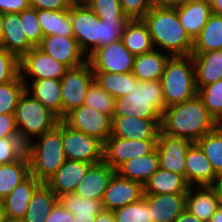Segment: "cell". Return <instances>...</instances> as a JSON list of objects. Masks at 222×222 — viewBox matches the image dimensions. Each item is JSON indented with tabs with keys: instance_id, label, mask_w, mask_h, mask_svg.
<instances>
[{
	"instance_id": "1",
	"label": "cell",
	"mask_w": 222,
	"mask_h": 222,
	"mask_svg": "<svg viewBox=\"0 0 222 222\" xmlns=\"http://www.w3.org/2000/svg\"><path fill=\"white\" fill-rule=\"evenodd\" d=\"M219 125L197 95L190 100L166 107L160 126L163 134L196 142Z\"/></svg>"
},
{
	"instance_id": "2",
	"label": "cell",
	"mask_w": 222,
	"mask_h": 222,
	"mask_svg": "<svg viewBox=\"0 0 222 222\" xmlns=\"http://www.w3.org/2000/svg\"><path fill=\"white\" fill-rule=\"evenodd\" d=\"M152 42L173 56H189L192 54L193 40L180 23L175 8H151L144 16Z\"/></svg>"
},
{
	"instance_id": "3",
	"label": "cell",
	"mask_w": 222,
	"mask_h": 222,
	"mask_svg": "<svg viewBox=\"0 0 222 222\" xmlns=\"http://www.w3.org/2000/svg\"><path fill=\"white\" fill-rule=\"evenodd\" d=\"M26 154L30 174L41 183L48 181L66 161L61 139V120L54 128L39 136L37 143H29Z\"/></svg>"
},
{
	"instance_id": "4",
	"label": "cell",
	"mask_w": 222,
	"mask_h": 222,
	"mask_svg": "<svg viewBox=\"0 0 222 222\" xmlns=\"http://www.w3.org/2000/svg\"><path fill=\"white\" fill-rule=\"evenodd\" d=\"M166 109L160 81H142L128 95L115 99L113 116L161 119Z\"/></svg>"
},
{
	"instance_id": "5",
	"label": "cell",
	"mask_w": 222,
	"mask_h": 222,
	"mask_svg": "<svg viewBox=\"0 0 222 222\" xmlns=\"http://www.w3.org/2000/svg\"><path fill=\"white\" fill-rule=\"evenodd\" d=\"M166 107L198 95L193 58L173 56L167 61L160 79Z\"/></svg>"
},
{
	"instance_id": "6",
	"label": "cell",
	"mask_w": 222,
	"mask_h": 222,
	"mask_svg": "<svg viewBox=\"0 0 222 222\" xmlns=\"http://www.w3.org/2000/svg\"><path fill=\"white\" fill-rule=\"evenodd\" d=\"M30 91L29 87H26V91L20 97L14 112L18 135L25 146L33 141L34 135L38 138L54 128L60 121L38 99L29 96Z\"/></svg>"
},
{
	"instance_id": "7",
	"label": "cell",
	"mask_w": 222,
	"mask_h": 222,
	"mask_svg": "<svg viewBox=\"0 0 222 222\" xmlns=\"http://www.w3.org/2000/svg\"><path fill=\"white\" fill-rule=\"evenodd\" d=\"M61 139L66 160L98 164L103 161L104 143L76 131L61 120Z\"/></svg>"
},
{
	"instance_id": "8",
	"label": "cell",
	"mask_w": 222,
	"mask_h": 222,
	"mask_svg": "<svg viewBox=\"0 0 222 222\" xmlns=\"http://www.w3.org/2000/svg\"><path fill=\"white\" fill-rule=\"evenodd\" d=\"M73 37L87 57L101 47V19L83 2L71 5ZM92 44L93 46H89ZM90 51V52H88Z\"/></svg>"
},
{
	"instance_id": "9",
	"label": "cell",
	"mask_w": 222,
	"mask_h": 222,
	"mask_svg": "<svg viewBox=\"0 0 222 222\" xmlns=\"http://www.w3.org/2000/svg\"><path fill=\"white\" fill-rule=\"evenodd\" d=\"M94 81L90 63L69 68L60 80L62 96V119L72 109L83 105L89 85Z\"/></svg>"
},
{
	"instance_id": "10",
	"label": "cell",
	"mask_w": 222,
	"mask_h": 222,
	"mask_svg": "<svg viewBox=\"0 0 222 222\" xmlns=\"http://www.w3.org/2000/svg\"><path fill=\"white\" fill-rule=\"evenodd\" d=\"M62 121L72 129L96 137L103 143L111 136L112 117L88 105L72 109Z\"/></svg>"
},
{
	"instance_id": "11",
	"label": "cell",
	"mask_w": 222,
	"mask_h": 222,
	"mask_svg": "<svg viewBox=\"0 0 222 222\" xmlns=\"http://www.w3.org/2000/svg\"><path fill=\"white\" fill-rule=\"evenodd\" d=\"M135 55L120 40L97 48L88 57L93 72L129 73L133 71Z\"/></svg>"
},
{
	"instance_id": "12",
	"label": "cell",
	"mask_w": 222,
	"mask_h": 222,
	"mask_svg": "<svg viewBox=\"0 0 222 222\" xmlns=\"http://www.w3.org/2000/svg\"><path fill=\"white\" fill-rule=\"evenodd\" d=\"M156 145L157 140H127L111 135L104 142L103 161L116 170L127 160L151 153Z\"/></svg>"
},
{
	"instance_id": "13",
	"label": "cell",
	"mask_w": 222,
	"mask_h": 222,
	"mask_svg": "<svg viewBox=\"0 0 222 222\" xmlns=\"http://www.w3.org/2000/svg\"><path fill=\"white\" fill-rule=\"evenodd\" d=\"M69 68L34 47L20 59V76L25 82V75L34 77L35 80L56 79L61 80Z\"/></svg>"
},
{
	"instance_id": "14",
	"label": "cell",
	"mask_w": 222,
	"mask_h": 222,
	"mask_svg": "<svg viewBox=\"0 0 222 222\" xmlns=\"http://www.w3.org/2000/svg\"><path fill=\"white\" fill-rule=\"evenodd\" d=\"M144 197V185L114 173L105 190L102 205L106 211L135 203Z\"/></svg>"
},
{
	"instance_id": "15",
	"label": "cell",
	"mask_w": 222,
	"mask_h": 222,
	"mask_svg": "<svg viewBox=\"0 0 222 222\" xmlns=\"http://www.w3.org/2000/svg\"><path fill=\"white\" fill-rule=\"evenodd\" d=\"M192 143L188 139L168 136L160 131L156 145L159 168L179 174L186 180L185 155Z\"/></svg>"
},
{
	"instance_id": "16",
	"label": "cell",
	"mask_w": 222,
	"mask_h": 222,
	"mask_svg": "<svg viewBox=\"0 0 222 222\" xmlns=\"http://www.w3.org/2000/svg\"><path fill=\"white\" fill-rule=\"evenodd\" d=\"M161 119L113 116L111 135L127 140H158Z\"/></svg>"
},
{
	"instance_id": "17",
	"label": "cell",
	"mask_w": 222,
	"mask_h": 222,
	"mask_svg": "<svg viewBox=\"0 0 222 222\" xmlns=\"http://www.w3.org/2000/svg\"><path fill=\"white\" fill-rule=\"evenodd\" d=\"M38 48L68 68H75L87 62V58L82 59L84 53L74 37L45 36Z\"/></svg>"
},
{
	"instance_id": "18",
	"label": "cell",
	"mask_w": 222,
	"mask_h": 222,
	"mask_svg": "<svg viewBox=\"0 0 222 222\" xmlns=\"http://www.w3.org/2000/svg\"><path fill=\"white\" fill-rule=\"evenodd\" d=\"M186 182L189 186H213L217 175L208 158L193 142L185 155Z\"/></svg>"
},
{
	"instance_id": "19",
	"label": "cell",
	"mask_w": 222,
	"mask_h": 222,
	"mask_svg": "<svg viewBox=\"0 0 222 222\" xmlns=\"http://www.w3.org/2000/svg\"><path fill=\"white\" fill-rule=\"evenodd\" d=\"M92 165L82 161L66 160L45 184L57 197L74 193Z\"/></svg>"
},
{
	"instance_id": "20",
	"label": "cell",
	"mask_w": 222,
	"mask_h": 222,
	"mask_svg": "<svg viewBox=\"0 0 222 222\" xmlns=\"http://www.w3.org/2000/svg\"><path fill=\"white\" fill-rule=\"evenodd\" d=\"M41 184L31 174L1 202L4 220L21 221L25 216L32 193Z\"/></svg>"
},
{
	"instance_id": "21",
	"label": "cell",
	"mask_w": 222,
	"mask_h": 222,
	"mask_svg": "<svg viewBox=\"0 0 222 222\" xmlns=\"http://www.w3.org/2000/svg\"><path fill=\"white\" fill-rule=\"evenodd\" d=\"M116 172L104 161L92 165L83 180L76 187L74 194L85 199L102 200L107 186Z\"/></svg>"
},
{
	"instance_id": "22",
	"label": "cell",
	"mask_w": 222,
	"mask_h": 222,
	"mask_svg": "<svg viewBox=\"0 0 222 222\" xmlns=\"http://www.w3.org/2000/svg\"><path fill=\"white\" fill-rule=\"evenodd\" d=\"M187 194H144L152 222H173L186 210Z\"/></svg>"
},
{
	"instance_id": "23",
	"label": "cell",
	"mask_w": 222,
	"mask_h": 222,
	"mask_svg": "<svg viewBox=\"0 0 222 222\" xmlns=\"http://www.w3.org/2000/svg\"><path fill=\"white\" fill-rule=\"evenodd\" d=\"M189 186L186 195V210L202 221L209 222L211 216L221 205L222 199L213 186Z\"/></svg>"
},
{
	"instance_id": "24",
	"label": "cell",
	"mask_w": 222,
	"mask_h": 222,
	"mask_svg": "<svg viewBox=\"0 0 222 222\" xmlns=\"http://www.w3.org/2000/svg\"><path fill=\"white\" fill-rule=\"evenodd\" d=\"M175 9L180 23L193 41L212 15L210 3L202 0H186Z\"/></svg>"
},
{
	"instance_id": "25",
	"label": "cell",
	"mask_w": 222,
	"mask_h": 222,
	"mask_svg": "<svg viewBox=\"0 0 222 222\" xmlns=\"http://www.w3.org/2000/svg\"><path fill=\"white\" fill-rule=\"evenodd\" d=\"M0 45L21 59L34 47L28 42L18 13H5Z\"/></svg>"
},
{
	"instance_id": "26",
	"label": "cell",
	"mask_w": 222,
	"mask_h": 222,
	"mask_svg": "<svg viewBox=\"0 0 222 222\" xmlns=\"http://www.w3.org/2000/svg\"><path fill=\"white\" fill-rule=\"evenodd\" d=\"M191 56L198 90L222 79V49L206 53H192Z\"/></svg>"
},
{
	"instance_id": "27",
	"label": "cell",
	"mask_w": 222,
	"mask_h": 222,
	"mask_svg": "<svg viewBox=\"0 0 222 222\" xmlns=\"http://www.w3.org/2000/svg\"><path fill=\"white\" fill-rule=\"evenodd\" d=\"M159 169V157L155 148L151 153L125 161L116 169L121 177L145 185L150 177Z\"/></svg>"
},
{
	"instance_id": "28",
	"label": "cell",
	"mask_w": 222,
	"mask_h": 222,
	"mask_svg": "<svg viewBox=\"0 0 222 222\" xmlns=\"http://www.w3.org/2000/svg\"><path fill=\"white\" fill-rule=\"evenodd\" d=\"M121 41L135 56L154 50L148 26L143 19L129 20L121 34Z\"/></svg>"
},
{
	"instance_id": "29",
	"label": "cell",
	"mask_w": 222,
	"mask_h": 222,
	"mask_svg": "<svg viewBox=\"0 0 222 222\" xmlns=\"http://www.w3.org/2000/svg\"><path fill=\"white\" fill-rule=\"evenodd\" d=\"M171 56L155 49L136 55L132 74L140 81H160L165 65Z\"/></svg>"
},
{
	"instance_id": "30",
	"label": "cell",
	"mask_w": 222,
	"mask_h": 222,
	"mask_svg": "<svg viewBox=\"0 0 222 222\" xmlns=\"http://www.w3.org/2000/svg\"><path fill=\"white\" fill-rule=\"evenodd\" d=\"M188 189L183 176L159 168L144 185V194H187Z\"/></svg>"
},
{
	"instance_id": "31",
	"label": "cell",
	"mask_w": 222,
	"mask_h": 222,
	"mask_svg": "<svg viewBox=\"0 0 222 222\" xmlns=\"http://www.w3.org/2000/svg\"><path fill=\"white\" fill-rule=\"evenodd\" d=\"M58 197L45 184L41 183L32 193L25 216L20 222H46Z\"/></svg>"
},
{
	"instance_id": "32",
	"label": "cell",
	"mask_w": 222,
	"mask_h": 222,
	"mask_svg": "<svg viewBox=\"0 0 222 222\" xmlns=\"http://www.w3.org/2000/svg\"><path fill=\"white\" fill-rule=\"evenodd\" d=\"M58 201L74 215V222H94L104 210L102 200L85 199L74 193L61 195Z\"/></svg>"
},
{
	"instance_id": "33",
	"label": "cell",
	"mask_w": 222,
	"mask_h": 222,
	"mask_svg": "<svg viewBox=\"0 0 222 222\" xmlns=\"http://www.w3.org/2000/svg\"><path fill=\"white\" fill-rule=\"evenodd\" d=\"M37 19L43 35L73 37L71 7L69 10H37Z\"/></svg>"
},
{
	"instance_id": "34",
	"label": "cell",
	"mask_w": 222,
	"mask_h": 222,
	"mask_svg": "<svg viewBox=\"0 0 222 222\" xmlns=\"http://www.w3.org/2000/svg\"><path fill=\"white\" fill-rule=\"evenodd\" d=\"M30 175L25 153L19 160L0 165V202Z\"/></svg>"
},
{
	"instance_id": "35",
	"label": "cell",
	"mask_w": 222,
	"mask_h": 222,
	"mask_svg": "<svg viewBox=\"0 0 222 222\" xmlns=\"http://www.w3.org/2000/svg\"><path fill=\"white\" fill-rule=\"evenodd\" d=\"M32 96L62 120V96L60 80L41 79L32 83Z\"/></svg>"
},
{
	"instance_id": "36",
	"label": "cell",
	"mask_w": 222,
	"mask_h": 222,
	"mask_svg": "<svg viewBox=\"0 0 222 222\" xmlns=\"http://www.w3.org/2000/svg\"><path fill=\"white\" fill-rule=\"evenodd\" d=\"M94 80L112 97L119 98L128 95L140 81L129 73L93 72Z\"/></svg>"
},
{
	"instance_id": "37",
	"label": "cell",
	"mask_w": 222,
	"mask_h": 222,
	"mask_svg": "<svg viewBox=\"0 0 222 222\" xmlns=\"http://www.w3.org/2000/svg\"><path fill=\"white\" fill-rule=\"evenodd\" d=\"M222 49V15L212 14L193 41L192 53H206Z\"/></svg>"
},
{
	"instance_id": "38",
	"label": "cell",
	"mask_w": 222,
	"mask_h": 222,
	"mask_svg": "<svg viewBox=\"0 0 222 222\" xmlns=\"http://www.w3.org/2000/svg\"><path fill=\"white\" fill-rule=\"evenodd\" d=\"M195 143L210 161L216 175L222 173V124Z\"/></svg>"
},
{
	"instance_id": "39",
	"label": "cell",
	"mask_w": 222,
	"mask_h": 222,
	"mask_svg": "<svg viewBox=\"0 0 222 222\" xmlns=\"http://www.w3.org/2000/svg\"><path fill=\"white\" fill-rule=\"evenodd\" d=\"M27 86L21 76L9 83L0 84V114L15 112L18 101Z\"/></svg>"
},
{
	"instance_id": "40",
	"label": "cell",
	"mask_w": 222,
	"mask_h": 222,
	"mask_svg": "<svg viewBox=\"0 0 222 222\" xmlns=\"http://www.w3.org/2000/svg\"><path fill=\"white\" fill-rule=\"evenodd\" d=\"M83 104L113 117L115 98L107 93L95 80L89 85Z\"/></svg>"
},
{
	"instance_id": "41",
	"label": "cell",
	"mask_w": 222,
	"mask_h": 222,
	"mask_svg": "<svg viewBox=\"0 0 222 222\" xmlns=\"http://www.w3.org/2000/svg\"><path fill=\"white\" fill-rule=\"evenodd\" d=\"M198 96L214 119L222 124V79L200 88Z\"/></svg>"
},
{
	"instance_id": "42",
	"label": "cell",
	"mask_w": 222,
	"mask_h": 222,
	"mask_svg": "<svg viewBox=\"0 0 222 222\" xmlns=\"http://www.w3.org/2000/svg\"><path fill=\"white\" fill-rule=\"evenodd\" d=\"M112 212L115 222H152L150 206L144 197Z\"/></svg>"
},
{
	"instance_id": "43",
	"label": "cell",
	"mask_w": 222,
	"mask_h": 222,
	"mask_svg": "<svg viewBox=\"0 0 222 222\" xmlns=\"http://www.w3.org/2000/svg\"><path fill=\"white\" fill-rule=\"evenodd\" d=\"M19 17L28 42L33 47H38L44 35L37 19V10L29 7L28 9L21 11Z\"/></svg>"
},
{
	"instance_id": "44",
	"label": "cell",
	"mask_w": 222,
	"mask_h": 222,
	"mask_svg": "<svg viewBox=\"0 0 222 222\" xmlns=\"http://www.w3.org/2000/svg\"><path fill=\"white\" fill-rule=\"evenodd\" d=\"M99 19H128L120 5V0H83Z\"/></svg>"
},
{
	"instance_id": "45",
	"label": "cell",
	"mask_w": 222,
	"mask_h": 222,
	"mask_svg": "<svg viewBox=\"0 0 222 222\" xmlns=\"http://www.w3.org/2000/svg\"><path fill=\"white\" fill-rule=\"evenodd\" d=\"M20 76V59L0 45V84Z\"/></svg>"
},
{
	"instance_id": "46",
	"label": "cell",
	"mask_w": 222,
	"mask_h": 222,
	"mask_svg": "<svg viewBox=\"0 0 222 222\" xmlns=\"http://www.w3.org/2000/svg\"><path fill=\"white\" fill-rule=\"evenodd\" d=\"M26 153V146L19 137L0 138V165L19 160Z\"/></svg>"
},
{
	"instance_id": "47",
	"label": "cell",
	"mask_w": 222,
	"mask_h": 222,
	"mask_svg": "<svg viewBox=\"0 0 222 222\" xmlns=\"http://www.w3.org/2000/svg\"><path fill=\"white\" fill-rule=\"evenodd\" d=\"M128 21L129 19H101V47L120 40Z\"/></svg>"
},
{
	"instance_id": "48",
	"label": "cell",
	"mask_w": 222,
	"mask_h": 222,
	"mask_svg": "<svg viewBox=\"0 0 222 222\" xmlns=\"http://www.w3.org/2000/svg\"><path fill=\"white\" fill-rule=\"evenodd\" d=\"M120 5L129 20L143 19L151 10L149 0H120Z\"/></svg>"
},
{
	"instance_id": "49",
	"label": "cell",
	"mask_w": 222,
	"mask_h": 222,
	"mask_svg": "<svg viewBox=\"0 0 222 222\" xmlns=\"http://www.w3.org/2000/svg\"><path fill=\"white\" fill-rule=\"evenodd\" d=\"M74 0H29L30 7L36 10H69Z\"/></svg>"
},
{
	"instance_id": "50",
	"label": "cell",
	"mask_w": 222,
	"mask_h": 222,
	"mask_svg": "<svg viewBox=\"0 0 222 222\" xmlns=\"http://www.w3.org/2000/svg\"><path fill=\"white\" fill-rule=\"evenodd\" d=\"M19 137L14 113L0 114V138Z\"/></svg>"
},
{
	"instance_id": "51",
	"label": "cell",
	"mask_w": 222,
	"mask_h": 222,
	"mask_svg": "<svg viewBox=\"0 0 222 222\" xmlns=\"http://www.w3.org/2000/svg\"><path fill=\"white\" fill-rule=\"evenodd\" d=\"M73 218L74 215L58 201L46 217V222H74Z\"/></svg>"
},
{
	"instance_id": "52",
	"label": "cell",
	"mask_w": 222,
	"mask_h": 222,
	"mask_svg": "<svg viewBox=\"0 0 222 222\" xmlns=\"http://www.w3.org/2000/svg\"><path fill=\"white\" fill-rule=\"evenodd\" d=\"M30 7L29 0H0L1 13H20Z\"/></svg>"
},
{
	"instance_id": "53",
	"label": "cell",
	"mask_w": 222,
	"mask_h": 222,
	"mask_svg": "<svg viewBox=\"0 0 222 222\" xmlns=\"http://www.w3.org/2000/svg\"><path fill=\"white\" fill-rule=\"evenodd\" d=\"M186 0H149L151 8H177Z\"/></svg>"
},
{
	"instance_id": "54",
	"label": "cell",
	"mask_w": 222,
	"mask_h": 222,
	"mask_svg": "<svg viewBox=\"0 0 222 222\" xmlns=\"http://www.w3.org/2000/svg\"><path fill=\"white\" fill-rule=\"evenodd\" d=\"M173 222H205L185 210Z\"/></svg>"
},
{
	"instance_id": "55",
	"label": "cell",
	"mask_w": 222,
	"mask_h": 222,
	"mask_svg": "<svg viewBox=\"0 0 222 222\" xmlns=\"http://www.w3.org/2000/svg\"><path fill=\"white\" fill-rule=\"evenodd\" d=\"M94 222H115L113 212L103 210L96 216Z\"/></svg>"
},
{
	"instance_id": "56",
	"label": "cell",
	"mask_w": 222,
	"mask_h": 222,
	"mask_svg": "<svg viewBox=\"0 0 222 222\" xmlns=\"http://www.w3.org/2000/svg\"><path fill=\"white\" fill-rule=\"evenodd\" d=\"M210 5L212 14L222 15V0H213Z\"/></svg>"
},
{
	"instance_id": "57",
	"label": "cell",
	"mask_w": 222,
	"mask_h": 222,
	"mask_svg": "<svg viewBox=\"0 0 222 222\" xmlns=\"http://www.w3.org/2000/svg\"><path fill=\"white\" fill-rule=\"evenodd\" d=\"M213 187L215 188V190L217 191L218 195L222 199V173L217 175V178H216V181H215Z\"/></svg>"
},
{
	"instance_id": "58",
	"label": "cell",
	"mask_w": 222,
	"mask_h": 222,
	"mask_svg": "<svg viewBox=\"0 0 222 222\" xmlns=\"http://www.w3.org/2000/svg\"><path fill=\"white\" fill-rule=\"evenodd\" d=\"M209 222H222V203L211 216Z\"/></svg>"
},
{
	"instance_id": "59",
	"label": "cell",
	"mask_w": 222,
	"mask_h": 222,
	"mask_svg": "<svg viewBox=\"0 0 222 222\" xmlns=\"http://www.w3.org/2000/svg\"><path fill=\"white\" fill-rule=\"evenodd\" d=\"M3 21H4V13L0 12V40L3 33Z\"/></svg>"
},
{
	"instance_id": "60",
	"label": "cell",
	"mask_w": 222,
	"mask_h": 222,
	"mask_svg": "<svg viewBox=\"0 0 222 222\" xmlns=\"http://www.w3.org/2000/svg\"><path fill=\"white\" fill-rule=\"evenodd\" d=\"M3 221H4V217H3L2 207L0 204V222H3Z\"/></svg>"
},
{
	"instance_id": "61",
	"label": "cell",
	"mask_w": 222,
	"mask_h": 222,
	"mask_svg": "<svg viewBox=\"0 0 222 222\" xmlns=\"http://www.w3.org/2000/svg\"><path fill=\"white\" fill-rule=\"evenodd\" d=\"M202 1H205V2H207V3H210V4H211V2H212L213 0H202Z\"/></svg>"
},
{
	"instance_id": "62",
	"label": "cell",
	"mask_w": 222,
	"mask_h": 222,
	"mask_svg": "<svg viewBox=\"0 0 222 222\" xmlns=\"http://www.w3.org/2000/svg\"><path fill=\"white\" fill-rule=\"evenodd\" d=\"M3 222H20V221H6V220H4Z\"/></svg>"
}]
</instances>
